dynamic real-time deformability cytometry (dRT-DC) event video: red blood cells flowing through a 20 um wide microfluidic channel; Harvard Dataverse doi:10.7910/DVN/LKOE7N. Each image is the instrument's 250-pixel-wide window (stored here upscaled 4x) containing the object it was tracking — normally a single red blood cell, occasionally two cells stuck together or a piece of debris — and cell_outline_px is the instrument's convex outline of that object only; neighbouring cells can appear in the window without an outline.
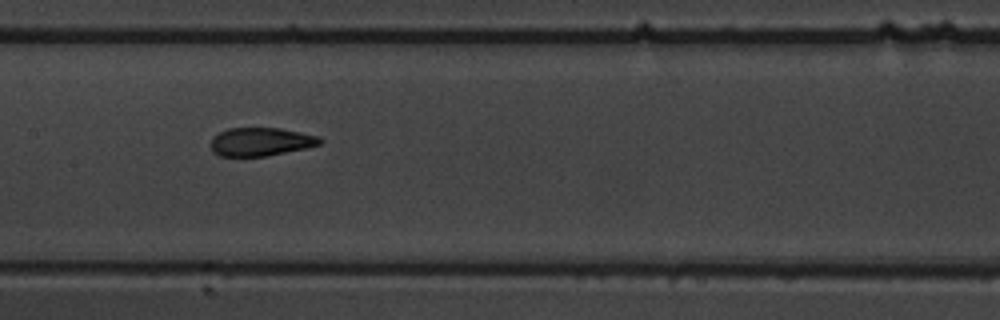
{"species": "common noctule bat (a hibernating species)", "species_latin": "Nyctalus noctula", "temperature_condition": "warm", "stored_images_in_passage": 10, "camera_frame_rate_fps": 3000, "um_per_image_px": 0.085, "animal": {"sex": "male", "body_mass_g": 19.5, "forearm_length_mm": 54.6}, "frame": {"image": 1, "passage_image": 9, "time_ms": 10.667, "image_size_px": [1000, 320], "cell_outline_px": [[324, 140], [320, 144], [304, 148], [268, 156], [220, 156], [212, 152], [212, 136], [228, 128], [280, 128], [320, 136]], "centroid_in_image_um": [22.17, 12.04], "position_along_channel_um": 185.2, "area_um2": 18.03}}
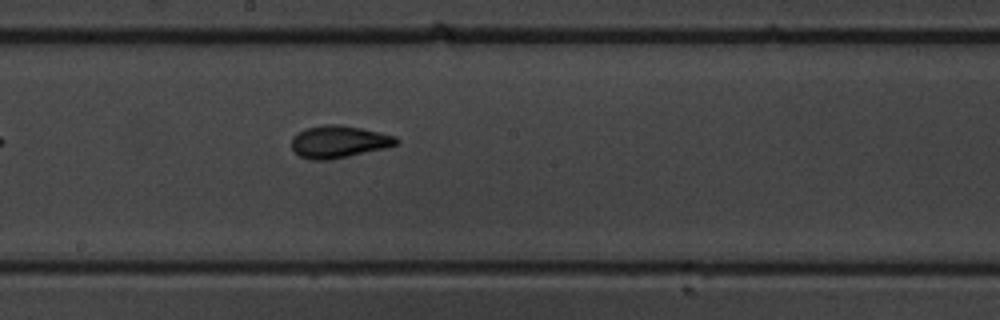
{"frame": {"image": 2, "passage_image": 10, "time_ms": 11.667, "image_size_px": [1000, 320], "cell_outline_px": [[400, 144], [384, 148], [348, 156], [328, 160], [308, 160], [300, 156], [292, 148], [292, 136], [296, 132], [308, 128], [324, 124], [340, 124], [380, 132], [396, 136], [400, 140]], "centroid_in_image_um": [28.8, 12.04], "position_along_channel_um": 219.4, "area_um2": 19.77}}